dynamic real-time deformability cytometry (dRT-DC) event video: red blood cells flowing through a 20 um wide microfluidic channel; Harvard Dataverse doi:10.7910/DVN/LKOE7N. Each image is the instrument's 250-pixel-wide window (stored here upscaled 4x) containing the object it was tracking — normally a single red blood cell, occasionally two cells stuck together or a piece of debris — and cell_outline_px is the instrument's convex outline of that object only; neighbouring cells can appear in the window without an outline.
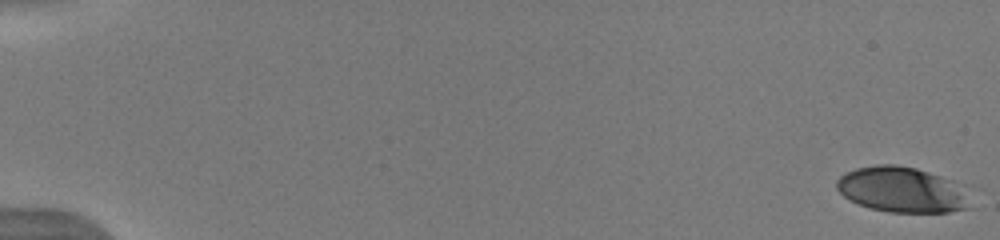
{"species": "human", "species_latin": "Homo sapiens", "temperature_condition": "warm", "stored_images_in_passage": 53, "camera_frame_rate_fps": 3000, "um_per_image_px": 0.085, "donor": {"sex": "male"}, "frame": {"image": 1, "passage_image": 1, "time_ms": 0.0, "image_size_px": [1000, 240], "cell_outline_px": [[968, 208], [948, 212], [888, 212], [868, 208], [844, 196], [836, 188], [836, 180], [844, 172], [856, 168], [876, 164], [896, 164], [916, 168], [952, 180]], "centroid_in_image_um": [76.49, 16.1], "position_along_channel_um": 8.5, "area_um2": 34.45}}
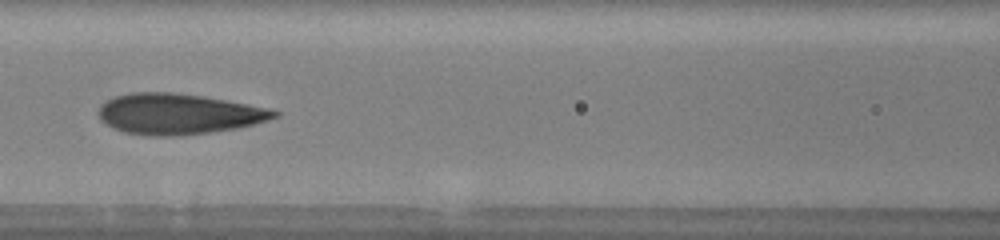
{"frame": {"image": 2, "passage_image": 26, "time_ms": 8.333, "image_size_px": [1000, 240], "cell_outline_px": [[280, 116], [256, 124], [240, 128], [180, 136], [152, 136], [124, 132], [112, 128], [100, 120], [96, 112], [100, 104], [104, 100], [116, 96], [132, 92], [172, 92], [204, 96], [248, 104], [268, 108], [280, 112]], "centroid_in_image_um": [15.14, 9.69], "position_along_channel_um": 151.5, "area_um2": 42.19}}
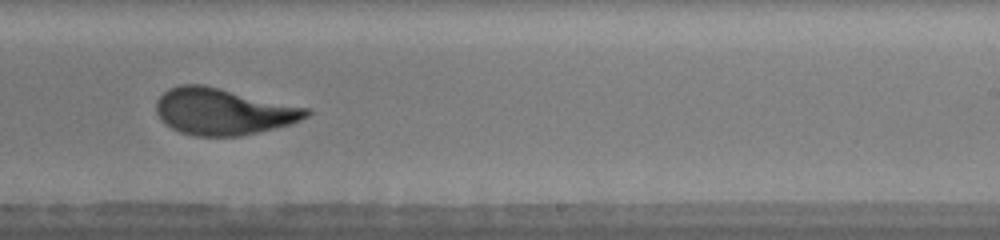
{"frame": {"image": 3, "passage_image": 35, "time_ms": 11.333, "image_size_px": [1000, 240], "cell_outline_px": [[312, 112], [308, 116], [292, 124], [240, 136], [196, 136], [180, 132], [164, 124], [160, 120], [156, 112], [156, 100], [168, 88], [180, 84], [204, 84], [308, 108]], "centroid_in_image_um": [18.94, 9.47], "position_along_channel_um": 270.1, "area_um2": 40.92}, "authors_computed_cell_mechanics": {"area_um2": 39.5352, "velocity_mm_per_s": 3.9616, "shape_relaxation_time_tau1_ms": 4.1423, "shape_relaxation_time_tau2_ms": 0.9837, "deformation_change_tau1": 0.2087, "deformation_change_tau2": 0.0709}}